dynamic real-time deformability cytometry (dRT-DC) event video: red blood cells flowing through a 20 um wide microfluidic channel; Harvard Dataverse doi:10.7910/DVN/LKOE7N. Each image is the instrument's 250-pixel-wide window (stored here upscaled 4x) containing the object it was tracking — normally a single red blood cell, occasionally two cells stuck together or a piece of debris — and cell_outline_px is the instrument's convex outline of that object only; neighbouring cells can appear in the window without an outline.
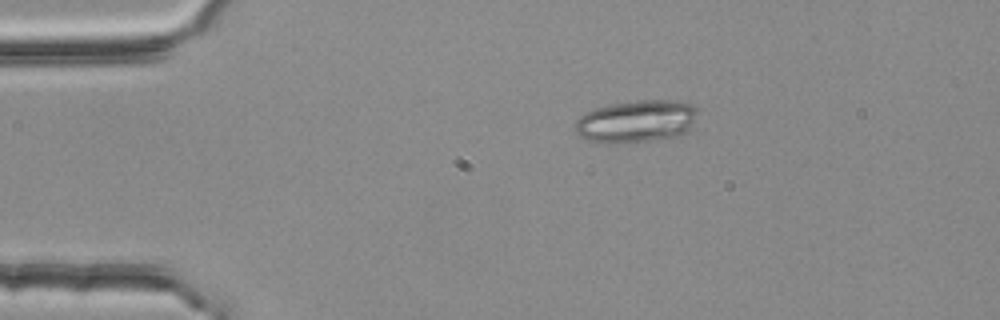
{"species": "common noctule bat (a hibernating species)", "species_latin": "Nyctalus noctula", "temperature_condition": "room temperature", "stored_images_in_passage": 45, "camera_frame_rate_fps": 3000, "um_per_image_px": 0.085, "animal": {"sex": "female", "body_mass_g": 25.1}, "frame": {"image": 1, "passage_image": 1, "time_ms": 0.0, "image_size_px": [1000, 320], "cell_outline_px": [[696, 112], [688, 132], [676, 136], [648, 140], [588, 140], [580, 136], [576, 132], [576, 120], [580, 116], [596, 108], [612, 104], [640, 100], [672, 100], [692, 104], [696, 108]], "centroid_in_image_um": [54.13, 10.26], "position_along_channel_um": 30.9, "area_um2": 28.96}}
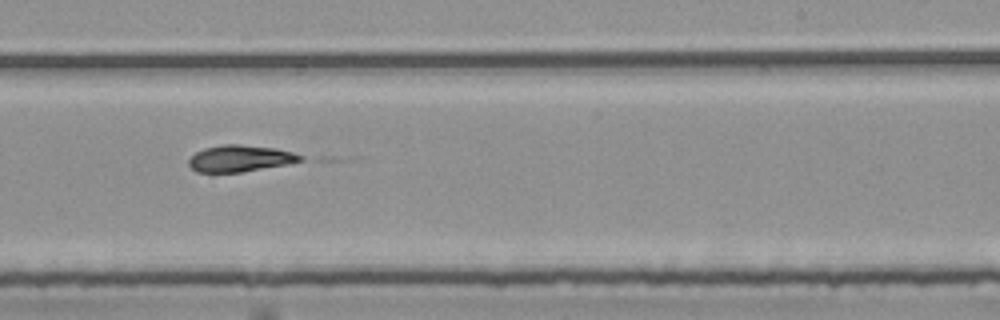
{"frame": {"image": 2, "passage_image": 24, "time_ms": 7.667, "image_size_px": [1000, 320], "cell_outline_px": [[304, 160], [288, 164], [240, 172], [196, 172], [188, 164], [188, 160], [196, 152], [204, 148], [224, 144], [240, 144], [276, 148], [292, 152], [304, 156]], "centroid_in_image_um": [20.42, 13.46], "position_along_channel_um": 268.6, "area_um2": 17.28}}
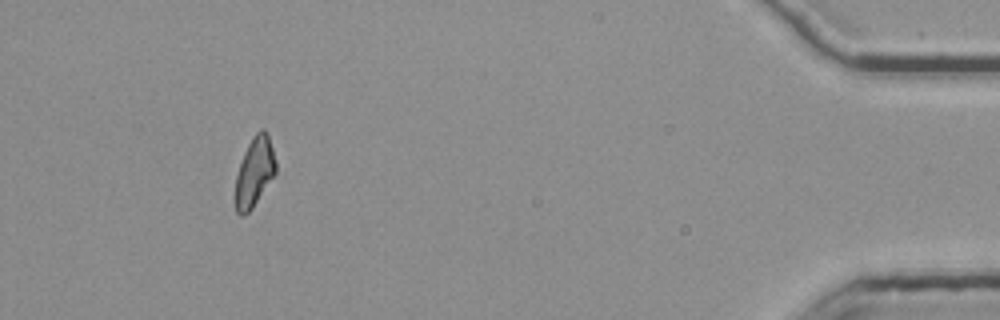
{"frame": {"image": 3, "passage_image": 41, "time_ms": 13.333, "image_size_px": [1000, 320], "cell_outline_px": [[276, 172], [252, 208], [244, 216], [240, 216], [236, 212], [236, 176], [244, 152], [252, 136], [260, 128], [264, 128], [268, 132], [276, 160]], "centroid_in_image_um": [21.65, 14.57], "position_along_channel_um": 413.6, "area_um2": 16.3}, "authors_computed_cell_mechanics": {"area_um2": 17.2822, "velocity_mm_per_s": 3.7771, "shape_relaxation_time_tau1_ms": null, "shape_relaxation_time_tau2_ms": 7.3762, "deformation_change_tau1": null, "deformation_change_tau2": 0.17}}